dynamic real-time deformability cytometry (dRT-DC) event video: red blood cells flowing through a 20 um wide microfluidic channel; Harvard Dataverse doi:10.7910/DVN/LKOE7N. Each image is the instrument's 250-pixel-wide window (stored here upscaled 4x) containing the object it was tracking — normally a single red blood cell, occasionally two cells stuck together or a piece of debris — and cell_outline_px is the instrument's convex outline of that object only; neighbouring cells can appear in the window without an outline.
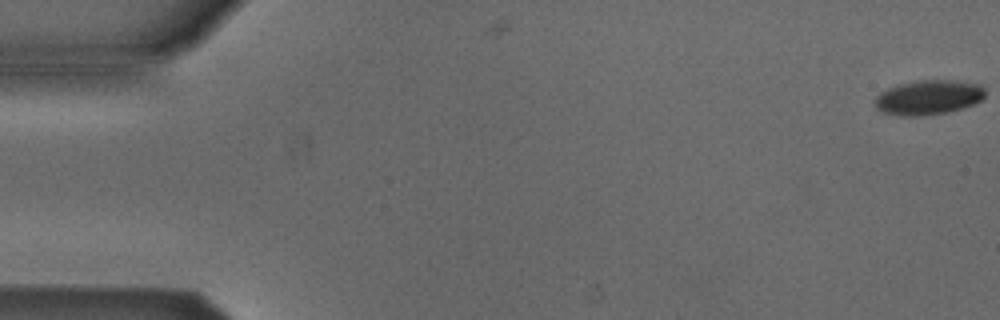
{"species": "Egyptian fruit bat (a non-hibernating species)", "species_latin": "Rousettus aegyptiacus", "temperature_condition": "cold", "stored_images_in_passage": 6, "camera_frame_rate_fps": 3000, "um_per_image_px": 0.085, "animal": {"sex": "male"}, "frame": {"image": 1, "passage_image": 1, "time_ms": 0.0, "image_size_px": [1000, 320], "cell_outline_px": [[984, 96], [980, 100], [964, 108], [948, 112], [924, 116], [900, 116], [880, 112], [872, 104], [872, 100], [880, 92], [896, 84], [916, 80], [956, 80], [984, 84]], "centroid_in_image_um": [78.87, 8.27], "position_along_channel_um": 6.1, "area_um2": 22.89}}
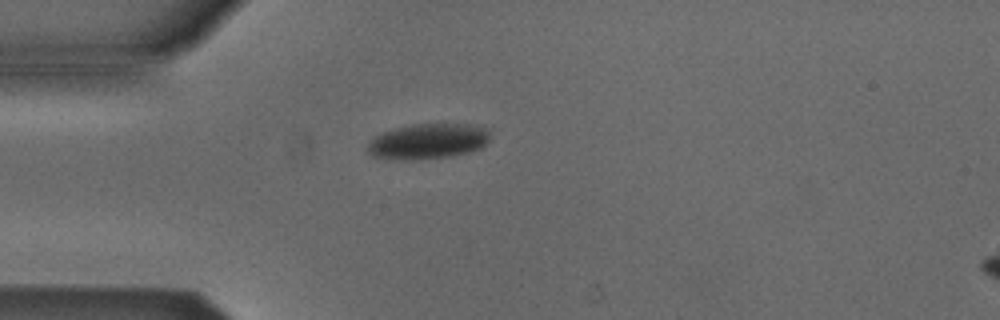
{"frame": {"image": 2, "passage_image": 5, "time_ms": 1.333, "image_size_px": [1000, 320], "cell_outline_px": [[488, 140], [480, 148], [468, 152], [452, 156], [412, 160], [400, 160], [372, 156], [368, 152], [368, 140], [384, 132], [396, 128], [412, 124], [464, 124], [484, 128], [488, 132]], "centroid_in_image_um": [36.32, 12.02], "position_along_channel_um": 48.7, "area_um2": 24.97}}